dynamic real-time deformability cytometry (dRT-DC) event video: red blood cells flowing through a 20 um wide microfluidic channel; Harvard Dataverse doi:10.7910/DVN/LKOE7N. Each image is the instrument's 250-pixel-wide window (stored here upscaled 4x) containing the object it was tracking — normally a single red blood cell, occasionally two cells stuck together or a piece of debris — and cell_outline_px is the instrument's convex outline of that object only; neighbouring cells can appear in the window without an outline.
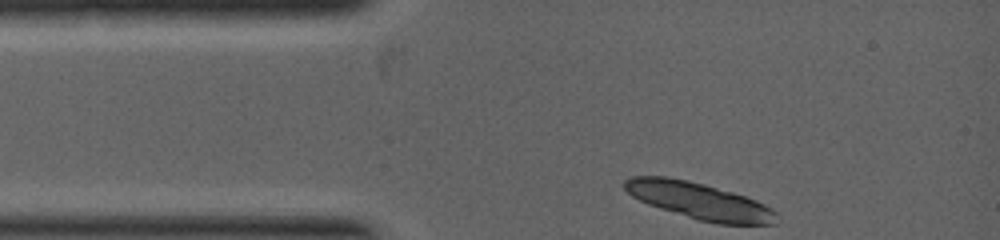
{"species": "common noctule bat (a hibernating species)", "species_latin": "Nyctalus noctula", "temperature_condition": "warm", "stored_images_in_passage": 2, "camera_frame_rate_fps": 5000, "um_per_image_px": 0.085, "animal": {"sex": "female", "body_mass_g": 19.0, "forearm_length_mm": 53.3}, "frame": {"image": 1, "passage_image": 1, "time_ms": 0.0, "image_size_px": [1000, 240], "cell_outline_px": [[776, 224], [716, 224], [700, 220], [660, 208], [648, 204], [632, 196], [624, 188], [624, 180], [632, 176], [668, 176], [688, 180], [704, 184], [732, 192], [756, 200], [772, 208], [776, 212]], "centroid_in_image_um": [59.43, 17.06], "position_along_channel_um": 25.6, "area_um2": 32.19}}